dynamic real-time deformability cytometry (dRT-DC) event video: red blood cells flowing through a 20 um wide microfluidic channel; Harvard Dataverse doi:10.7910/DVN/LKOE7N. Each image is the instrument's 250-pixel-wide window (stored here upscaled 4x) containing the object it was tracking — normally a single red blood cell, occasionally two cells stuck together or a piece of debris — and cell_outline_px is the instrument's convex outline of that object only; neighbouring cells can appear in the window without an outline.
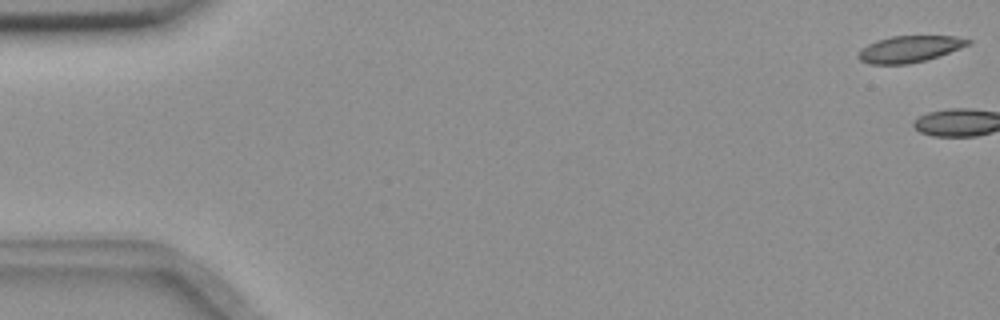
{"species": "common noctule bat (a hibernating species)", "species_latin": "Nyctalus noctula", "temperature_condition": "room temperature", "stored_images_in_passage": 6, "camera_frame_rate_fps": 3000, "um_per_image_px": 0.085, "animal": {"sex": "female", "body_mass_g": 18.4}, "frame": {"image": 1, "passage_image": 1, "time_ms": 0.0, "image_size_px": [1000, 320], "cell_outline_px": [[972, 44], [924, 60], [908, 64], [868, 64], [860, 60], [856, 56], [860, 48], [876, 40], [892, 36], [956, 36], [972, 40]], "centroid_in_image_um": [77.27, 4.16], "position_along_channel_um": 7.7, "area_um2": 16.94}}